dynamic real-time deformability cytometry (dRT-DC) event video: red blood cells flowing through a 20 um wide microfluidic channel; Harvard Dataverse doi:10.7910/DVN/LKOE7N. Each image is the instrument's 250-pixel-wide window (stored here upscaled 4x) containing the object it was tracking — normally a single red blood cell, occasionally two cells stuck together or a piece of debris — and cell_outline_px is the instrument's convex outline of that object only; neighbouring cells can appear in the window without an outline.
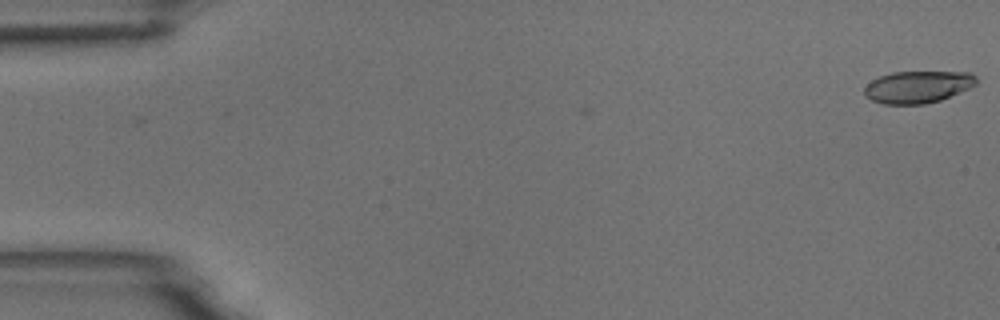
{"species": "common noctule bat (a hibernating species)", "species_latin": "Nyctalus noctula", "temperature_condition": "room temperature", "stored_images_in_passage": 2, "camera_frame_rate_fps": 3000, "um_per_image_px": 0.085, "animal": {"sex": "male", "body_mass_g": 18.8}, "frame": {"image": 1, "passage_image": 2, "time_ms": 0.333, "image_size_px": [1000, 320], "cell_outline_px": [[976, 84], [968, 88], [940, 100], [924, 104], [884, 104], [872, 100], [864, 92], [864, 88], [872, 80], [880, 76], [892, 72], [972, 72], [976, 76]], "centroid_in_image_um": [78.01, 7.38], "position_along_channel_um": 7.0, "area_um2": 20.69}}